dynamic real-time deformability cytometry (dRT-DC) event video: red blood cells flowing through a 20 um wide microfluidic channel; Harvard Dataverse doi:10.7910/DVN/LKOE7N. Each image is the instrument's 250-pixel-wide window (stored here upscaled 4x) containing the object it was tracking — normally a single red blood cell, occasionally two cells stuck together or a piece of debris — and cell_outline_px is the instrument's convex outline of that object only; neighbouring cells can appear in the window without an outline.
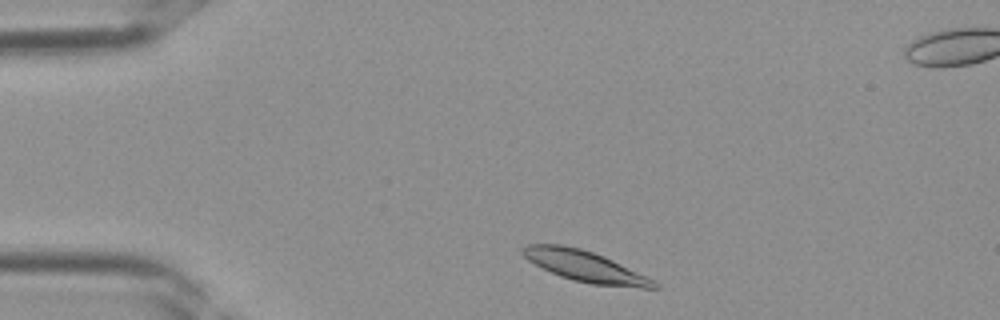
{"species": "Egyptian fruit bat (a non-hibernating species)", "species_latin": "Rousettus aegyptiacus", "temperature_condition": "room temperature", "stored_images_in_passage": 32, "segment_of_instrument_passage": [1, 2], "camera_frame_rate_fps": 3000, "um_per_image_px": 0.085, "frame": {"image": 1, "passage_image": 1, "time_ms": 0.0, "image_size_px": [1000, 320], "cell_outline_px": [[660, 288], [640, 288], [592, 284], [572, 280], [560, 276], [528, 260], [520, 252], [520, 248], [528, 244], [560, 244], [580, 248], [604, 256], [656, 280], [660, 284]], "centroid_in_image_um": [49.77, 22.64], "position_along_channel_um": 35.2, "area_um2": 23.7}}
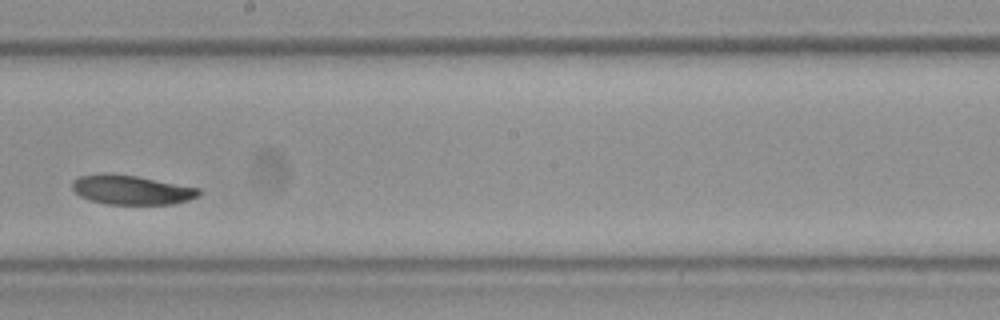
{"frame": {"image": 2, "passage_image": 15, "time_ms": 4.667, "image_size_px": [1000, 320], "cell_outline_px": [[200, 196], [188, 200], [172, 204], [108, 204], [88, 200], [80, 196], [72, 188], [72, 180], [80, 176], [104, 172], [136, 176], [200, 188]], "centroid_in_image_um": [11.15, 16.13], "position_along_channel_um": 237.0, "area_um2": 21.73}}
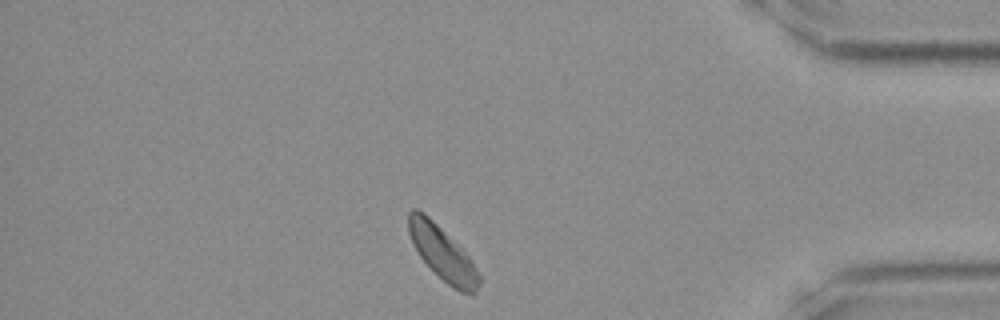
{"frame": {"image": 3, "passage_image": 26, "time_ms": 8.333, "image_size_px": [1000, 320], "cell_outline_px": [[480, 284], [476, 292], [472, 296], [460, 292], [452, 288], [420, 256], [408, 232], [408, 212], [412, 208], [416, 208], [424, 212], [472, 260], [480, 276]], "centroid_in_image_um": [37.63, 21.55], "position_along_channel_um": 397.6, "area_um2": 21.56}}